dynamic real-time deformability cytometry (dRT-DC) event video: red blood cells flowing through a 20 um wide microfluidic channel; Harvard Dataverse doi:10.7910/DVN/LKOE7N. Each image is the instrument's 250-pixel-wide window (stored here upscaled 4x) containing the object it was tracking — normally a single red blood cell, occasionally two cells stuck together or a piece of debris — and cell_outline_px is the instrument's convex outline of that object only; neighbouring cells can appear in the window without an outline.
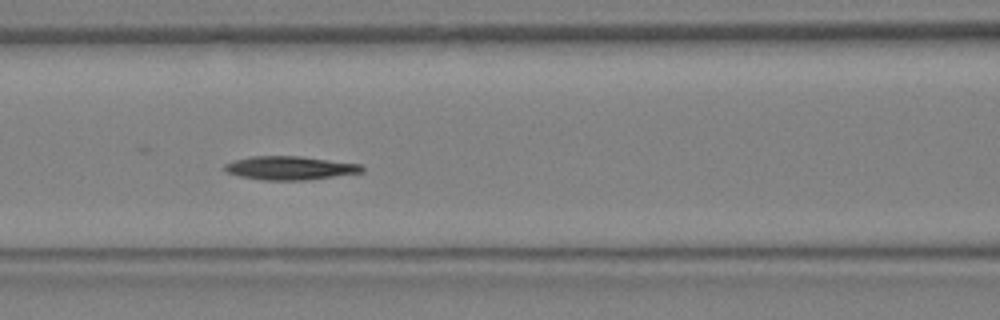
{"species": "Egyptian fruit bat (a non-hibernating species)", "species_latin": "Rousettus aegyptiacus", "temperature_condition": "warm", "stored_images_in_passage": 17, "camera_frame_rate_fps": 3000, "um_per_image_px": 0.085, "animal": {"sex": "female"}, "frame": {"image": 1, "passage_image": 12, "time_ms": 3.667, "image_size_px": [1000, 320], "cell_outline_px": [[364, 172], [308, 180], [264, 180], [240, 176], [228, 172], [224, 168], [224, 164], [236, 160], [252, 156], [300, 156], [360, 164], [364, 168]], "centroid_in_image_um": [24.67, 14.28], "position_along_channel_um": 141.9, "area_um2": 18.73}}
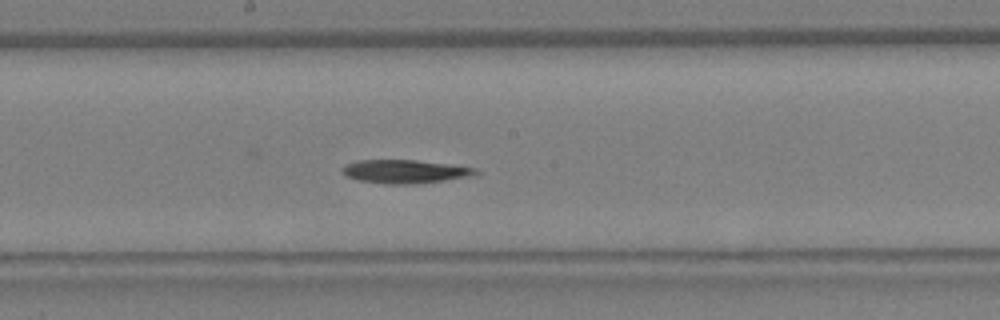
{"frame": {"image": 2, "passage_image": 15, "time_ms": 4.667, "image_size_px": [1000, 320], "cell_outline_px": [[480, 172], [476, 176], [416, 184], [388, 184], [360, 180], [344, 176], [340, 172], [344, 164], [360, 160], [416, 160], [448, 164], [476, 168]], "centroid_in_image_um": [34.44, 14.58], "position_along_channel_um": 213.8, "area_um2": 18.44}}
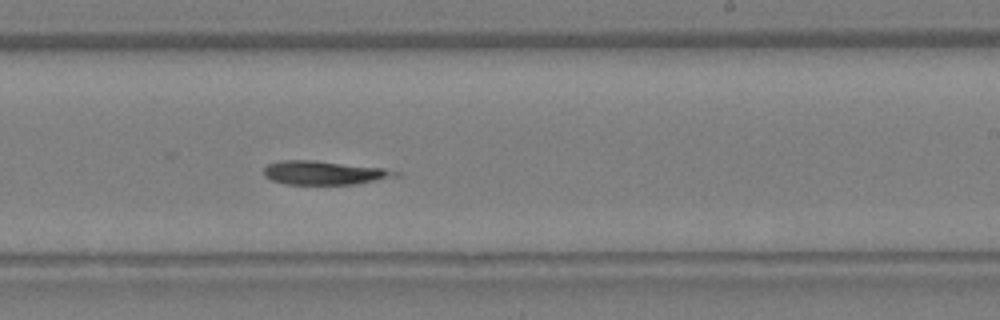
{"frame": {"image": 3, "passage_image": 17, "time_ms": 5.333, "image_size_px": [1000, 320], "cell_outline_px": [[400, 176], [356, 184], [288, 184], [272, 180], [264, 176], [264, 168], [268, 164], [280, 160], [312, 160], [384, 168], [400, 172]], "centroid_in_image_um": [27.57, 14.68], "position_along_channel_um": 261.4, "area_um2": 18.15}}